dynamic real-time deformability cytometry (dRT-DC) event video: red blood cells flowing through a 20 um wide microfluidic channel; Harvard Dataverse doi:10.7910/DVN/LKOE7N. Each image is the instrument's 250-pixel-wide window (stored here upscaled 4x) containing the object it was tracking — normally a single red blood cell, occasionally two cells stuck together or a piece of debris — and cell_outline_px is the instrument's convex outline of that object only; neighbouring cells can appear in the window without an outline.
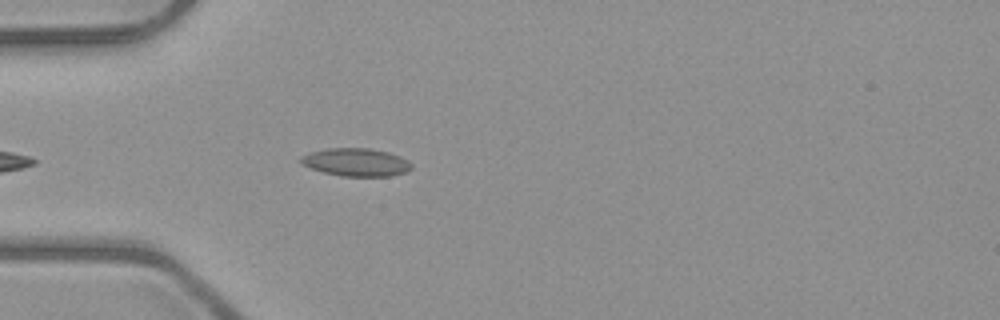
{"species": "common noctule bat (a hibernating species)", "species_latin": "Nyctalus noctula", "temperature_condition": "room temperature", "stored_images_in_passage": 5, "camera_frame_rate_fps": 3000, "um_per_image_px": 0.085, "animal": {"sex": "male", "body_mass_g": 23.1, "forearm_length_mm": 52.7}, "frame": {"image": 1, "passage_image": 5, "time_ms": 4.667, "image_size_px": [1000, 320], "cell_outline_px": [[412, 168], [408, 172], [388, 176], [340, 176], [324, 172], [300, 164], [300, 156], [308, 152], [328, 148], [368, 148], [388, 152], [400, 156], [408, 160], [412, 164]], "centroid_in_image_um": [30.26, 13.78], "position_along_channel_um": 54.7, "area_um2": 18.15}}